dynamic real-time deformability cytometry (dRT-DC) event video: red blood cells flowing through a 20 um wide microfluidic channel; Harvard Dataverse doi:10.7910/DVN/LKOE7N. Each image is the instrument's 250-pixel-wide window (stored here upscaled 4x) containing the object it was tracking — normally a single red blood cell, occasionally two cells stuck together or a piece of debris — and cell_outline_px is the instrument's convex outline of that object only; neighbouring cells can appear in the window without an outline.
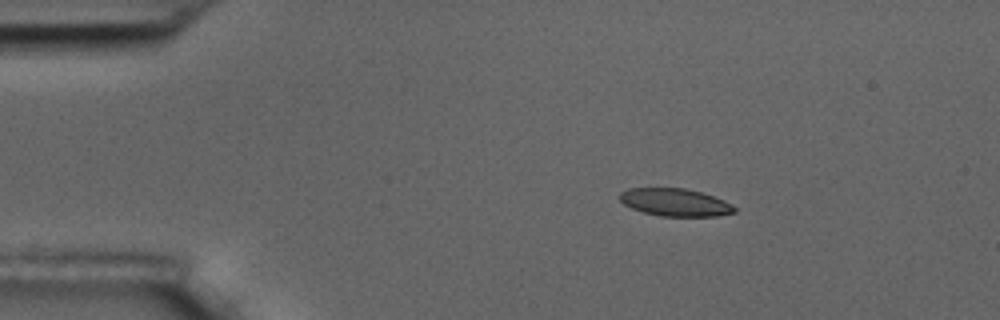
{"species": "common noctule bat (a hibernating species)", "species_latin": "Nyctalus noctula", "temperature_condition": "room temperature", "stored_images_in_passage": 3, "camera_frame_rate_fps": 3000, "um_per_image_px": 0.085, "animal": {"sex": "male", "body_mass_g": 17.5, "forearm_length_mm": 52.3}, "frame": {"image": 1, "passage_image": 2, "time_ms": 1.0, "image_size_px": [1000, 320], "cell_outline_px": [[736, 212], [716, 216], [660, 216], [644, 212], [632, 208], [624, 204], [620, 200], [620, 192], [628, 188], [684, 188], [700, 192], [724, 200], [732, 204], [736, 208]], "centroid_in_image_um": [57.39, 17.2], "position_along_channel_um": 27.6, "area_um2": 18.38}}